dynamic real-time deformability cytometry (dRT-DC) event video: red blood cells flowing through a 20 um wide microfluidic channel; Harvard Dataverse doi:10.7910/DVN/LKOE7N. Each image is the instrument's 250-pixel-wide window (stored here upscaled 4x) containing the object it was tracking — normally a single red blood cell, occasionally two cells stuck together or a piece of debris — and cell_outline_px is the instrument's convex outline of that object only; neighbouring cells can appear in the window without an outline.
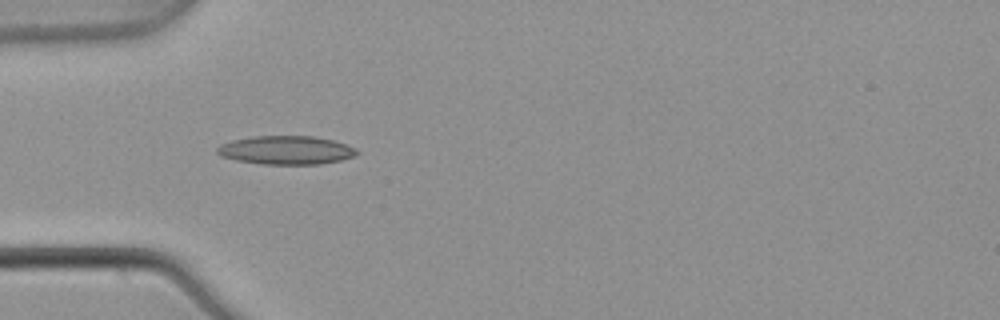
{"species": "common noctule bat (a hibernating species)", "species_latin": "Nyctalus noctula", "temperature_condition": "warm", "stored_images_in_passage": 6, "camera_frame_rate_fps": 3000, "um_per_image_px": 0.085, "animal": {"sex": "male", "body_mass_g": 21.5, "forearm_length_mm": 52.0}, "frame": {"image": 1, "passage_image": 5, "time_ms": 1.333, "image_size_px": [1000, 320], "cell_outline_px": [[360, 152], [352, 156], [340, 160], [320, 164], [260, 164], [236, 160], [220, 156], [216, 152], [216, 148], [220, 144], [232, 140], [252, 136], [312, 136], [332, 140], [344, 144]], "centroid_in_image_um": [24.24, 12.76], "position_along_channel_um": 60.8, "area_um2": 23.12}}
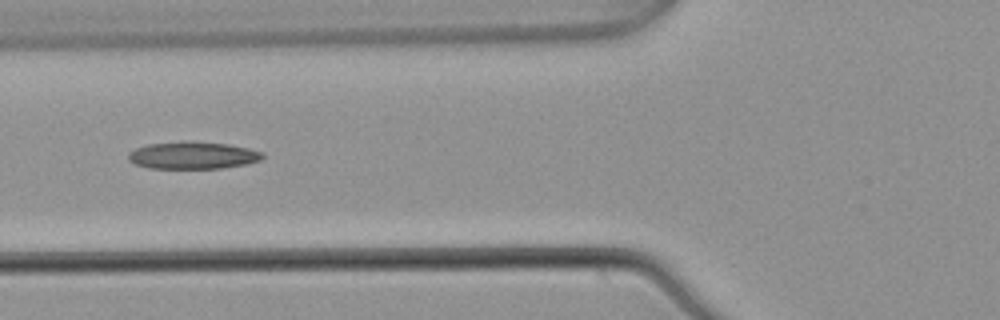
{"frame": {"image": 2, "passage_image": 6, "time_ms": 1.667, "image_size_px": [1000, 320], "cell_outline_px": [[264, 156], [260, 160], [248, 164], [220, 168], [148, 168], [136, 164], [128, 160], [128, 152], [136, 148], [148, 144], [184, 140], [188, 140], [228, 144], [248, 148], [264, 152]], "centroid_in_image_um": [16.39, 13.19], "position_along_channel_um": 109.4, "area_um2": 21.56}}